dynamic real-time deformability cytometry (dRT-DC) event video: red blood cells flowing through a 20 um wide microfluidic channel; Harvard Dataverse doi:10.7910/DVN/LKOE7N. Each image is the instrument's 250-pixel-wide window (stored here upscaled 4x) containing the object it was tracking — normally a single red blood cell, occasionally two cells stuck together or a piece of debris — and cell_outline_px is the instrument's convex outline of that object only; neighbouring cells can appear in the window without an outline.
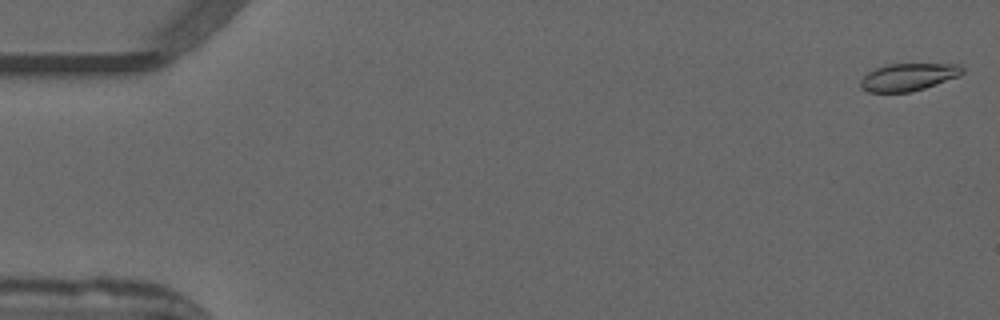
{"species": "common noctule bat (a hibernating species)", "species_latin": "Nyctalus noctula", "temperature_condition": "warm", "stored_images_in_passage": 52, "camera_frame_rate_fps": 3000, "um_per_image_px": 0.085, "animal": {"sex": "male", "forearm_length_mm": 52.5}, "frame": {"image": 1, "passage_image": 1, "time_ms": 0.0, "image_size_px": [1000, 320], "cell_outline_px": [[964, 72], [960, 76], [924, 88], [908, 92], [868, 92], [860, 88], [860, 80], [868, 72], [876, 68], [888, 64], [960, 64], [964, 68]], "centroid_in_image_um": [77.21, 6.54], "position_along_channel_um": 7.8, "area_um2": 16.3}}
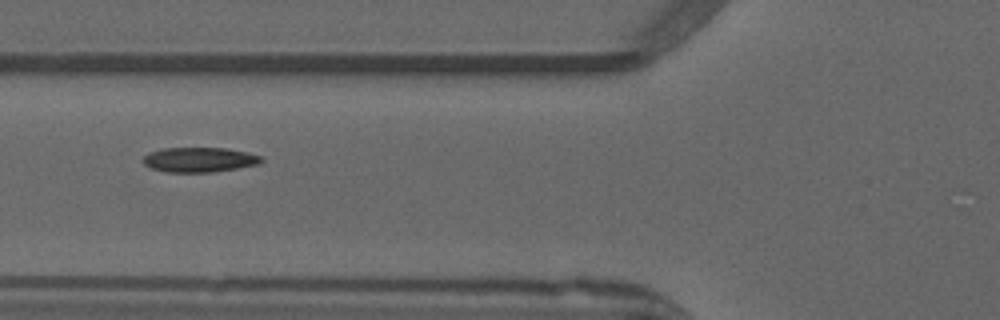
{"frame": {"image": 2, "passage_image": 20, "time_ms": 6.333, "image_size_px": [1000, 320], "cell_outline_px": [[264, 160], [260, 164], [212, 172], [164, 172], [152, 168], [144, 164], [144, 156], [148, 152], [164, 148], [224, 148], [248, 152], [260, 156]], "centroid_in_image_um": [16.95, 13.57], "position_along_channel_um": 108.8, "area_um2": 17.05}}
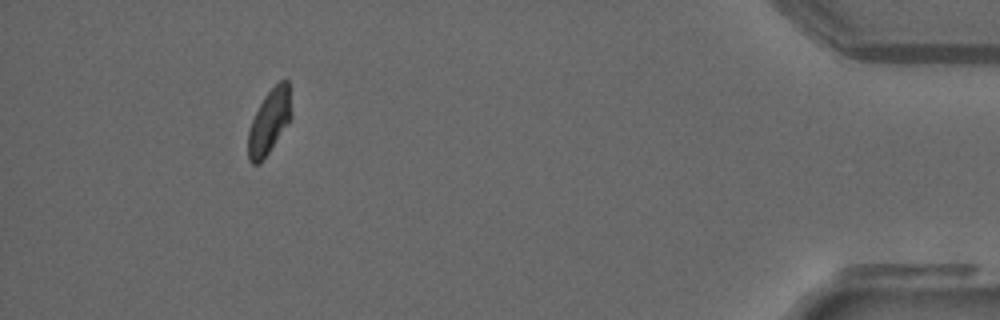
{"frame": {"image": 3, "passage_image": 48, "time_ms": 15.667, "image_size_px": [1000, 320], "cell_outline_px": [[292, 116], [260, 164], [252, 164], [248, 160], [248, 132], [252, 120], [264, 96], [280, 80], [288, 80], [292, 112]], "centroid_in_image_um": [22.88, 10.33], "position_along_channel_um": 412.3, "area_um2": 15.95}}